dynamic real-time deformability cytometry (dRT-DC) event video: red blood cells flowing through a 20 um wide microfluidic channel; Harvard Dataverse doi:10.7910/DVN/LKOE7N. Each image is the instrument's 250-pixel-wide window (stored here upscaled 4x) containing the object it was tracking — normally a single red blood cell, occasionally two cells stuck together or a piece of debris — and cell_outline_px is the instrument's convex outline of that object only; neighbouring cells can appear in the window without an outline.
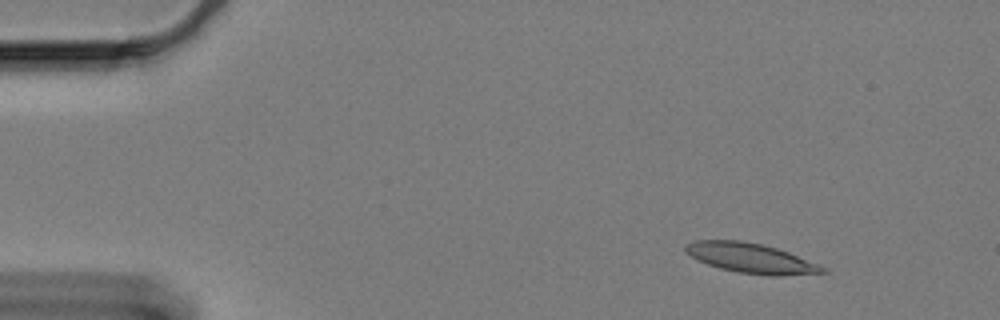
{"species": "Egyptian fruit bat (a non-hibernating species)", "species_latin": "Rousettus aegyptiacus", "temperature_condition": "cold", "stored_images_in_passage": 55, "camera_frame_rate_fps": 3000, "um_per_image_px": 0.085, "animal": {"sex": "female"}, "frame": {"image": 1, "passage_image": 1, "time_ms": 0.0, "image_size_px": [1000, 320], "cell_outline_px": [[828, 272], [776, 276], [768, 276], [736, 272], [720, 268], [696, 260], [684, 252], [684, 244], [696, 240], [740, 240], [760, 244], [776, 248], [788, 252], [820, 264], [828, 268]], "centroid_in_image_um": [63.81, 21.94], "position_along_channel_um": 21.2, "area_um2": 24.04}}
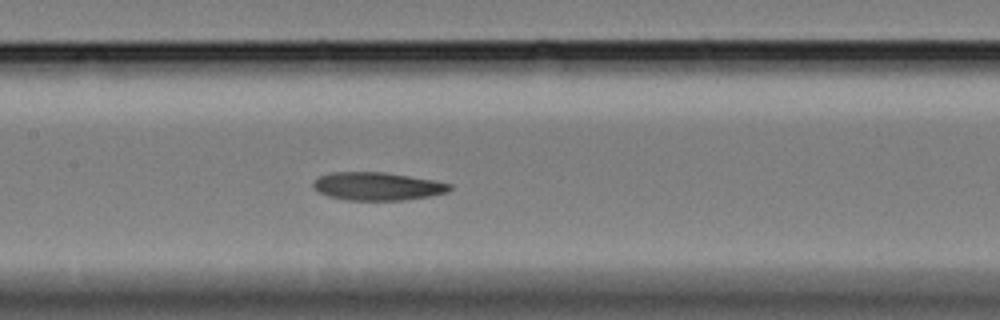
{"frame": {"image": 2, "passage_image": 23, "time_ms": 7.333, "image_size_px": [1000, 320], "cell_outline_px": [[452, 188], [448, 192], [432, 196], [404, 200], [344, 200], [328, 196], [320, 192], [312, 184], [320, 176], [332, 172], [384, 172], [432, 180], [452, 184]], "centroid_in_image_um": [32.11, 15.84], "position_along_channel_um": 175.3, "area_um2": 22.2}}
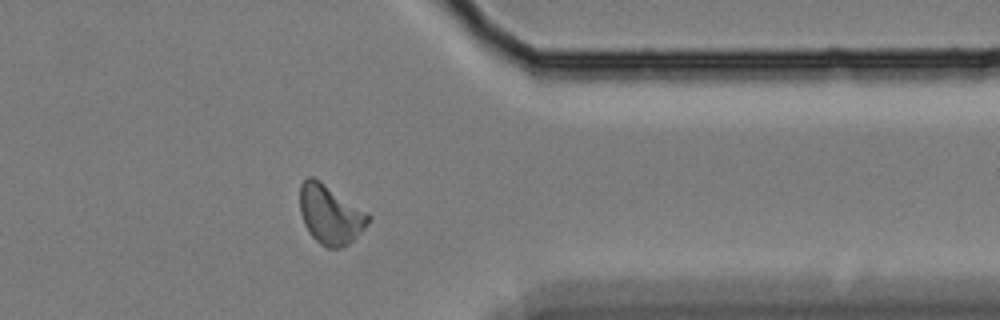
{"frame": {"image": 3, "passage_image": 43, "time_ms": 14.0, "image_size_px": [1000, 320], "cell_outline_px": [[372, 216], [368, 224], [348, 244], [340, 248], [328, 248], [320, 244], [308, 232], [304, 224], [300, 212], [300, 184], [308, 176], [312, 176], [320, 180], [368, 212]], "centroid_in_image_um": [28.07, 18.22], "position_along_channel_um": 383.3, "area_um2": 23.7}}